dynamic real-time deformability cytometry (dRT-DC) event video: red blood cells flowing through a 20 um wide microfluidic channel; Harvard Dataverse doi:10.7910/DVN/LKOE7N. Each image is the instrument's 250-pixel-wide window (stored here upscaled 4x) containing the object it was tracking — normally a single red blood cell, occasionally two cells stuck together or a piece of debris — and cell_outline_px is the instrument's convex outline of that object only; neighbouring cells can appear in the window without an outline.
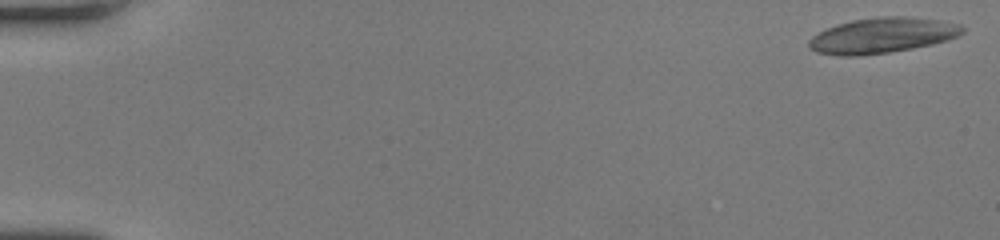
{"species": "human", "species_latin": "Homo sapiens", "temperature_condition": "room temperature", "stored_images_in_passage": 46, "camera_frame_rate_fps": 3000, "um_per_image_px": 0.085, "donor": {"sex": "female"}, "frame": {"image": 1, "passage_image": 1, "time_ms": 0.0, "image_size_px": [1000, 240], "cell_outline_px": [[964, 32], [948, 40], [932, 44], [912, 48], [888, 52], [860, 56], [840, 56], [816, 52], [808, 48], [808, 40], [812, 36], [836, 24], [852, 20], [880, 16], [904, 16], [936, 20], [960, 24], [964, 28]], "centroid_in_image_um": [74.95, 3.01], "position_along_channel_um": 10.0, "area_um2": 31.62}}
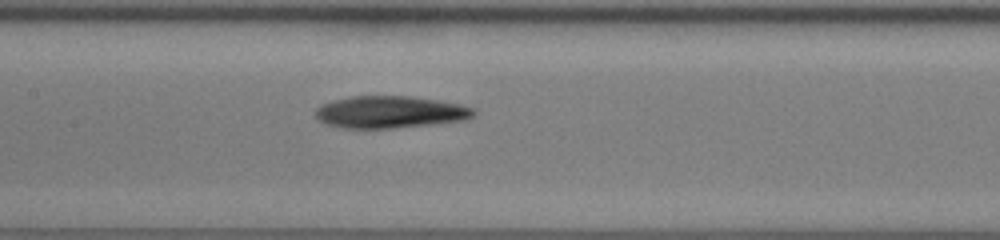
{"frame": {"image": 2, "passage_image": 26, "time_ms": 8.333, "image_size_px": [1000, 240], "cell_outline_px": [[476, 112], [468, 120], [388, 128], [344, 128], [324, 124], [316, 116], [316, 108], [320, 104], [352, 96], [408, 96], [436, 100], [460, 104], [472, 108]], "centroid_in_image_um": [33.13, 9.52], "position_along_channel_um": 174.3, "area_um2": 29.3}}
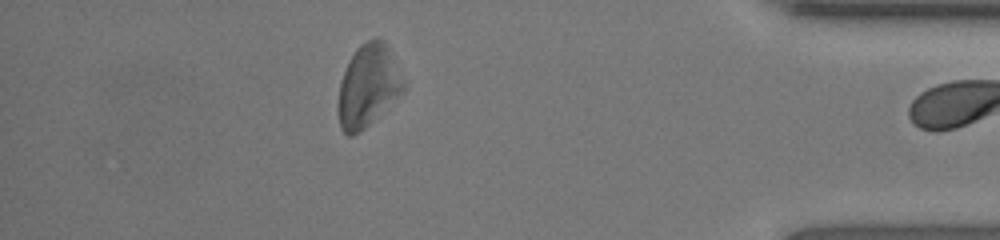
{"frame": {"image": 3, "passage_image": 45, "time_ms": 14.667, "image_size_px": [1000, 240], "cell_outline_px": [[408, 88], [404, 92], [360, 132], [352, 136], [348, 136], [340, 128], [340, 84], [344, 72], [356, 48], [360, 44], [368, 40], [380, 40], [392, 52], [408, 84]], "centroid_in_image_um": [31.37, 7.3], "position_along_channel_um": 403.8, "area_um2": 30.98}, "authors_computed_cell_mechanics": {"area_um2": 30.056, "velocity_mm_per_s": 4.2071, "shape_relaxation_time_tau1_ms": 4.1378, "shape_relaxation_time_tau2_ms": 10.3641, "deformation_change_tau1": 0.1422, "deformation_change_tau2": 0.2847}}